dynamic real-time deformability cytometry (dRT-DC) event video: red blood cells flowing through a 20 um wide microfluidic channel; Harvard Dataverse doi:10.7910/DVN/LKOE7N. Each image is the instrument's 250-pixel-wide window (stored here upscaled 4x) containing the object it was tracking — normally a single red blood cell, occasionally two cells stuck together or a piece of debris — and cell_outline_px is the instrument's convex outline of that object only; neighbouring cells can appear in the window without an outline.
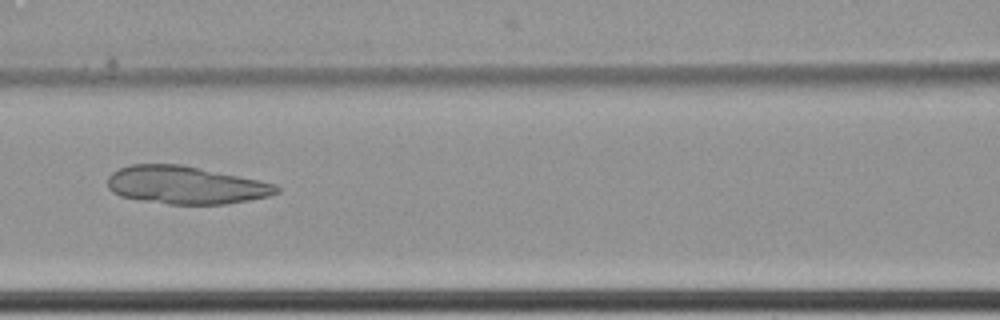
{"species": "common noctule bat (a hibernating species)", "species_latin": "Nyctalus noctula", "temperature_condition": "cold", "stored_images_in_passage": 4, "camera_frame_rate_fps": 3000, "um_per_image_px": 0.085, "animal": {"sex": "female", "body_mass_g": 22.7, "forearm_length_mm": 54.2}, "frame": {"image": 1, "passage_image": 3, "time_ms": 0.667, "image_size_px": [1000, 320], "cell_outline_px": [[280, 192], [268, 196], [248, 200], [224, 204], [168, 204], [140, 200], [120, 196], [112, 192], [108, 188], [108, 176], [112, 172], [120, 168], [132, 164], [184, 164], [260, 180], [276, 184], [280, 188]], "centroid_in_image_um": [15.78, 15.72], "position_along_channel_um": 150.8, "area_um2": 37.45}}
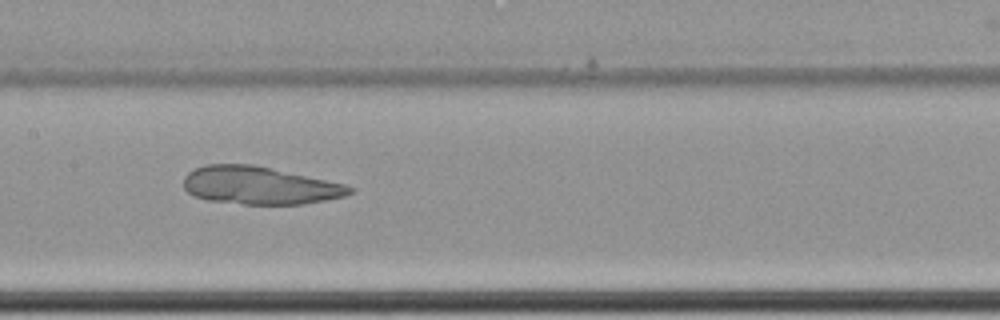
{"frame": {"image": 2, "passage_image": 4, "time_ms": 1.0, "image_size_px": [1000, 320], "cell_outline_px": [[356, 192], [344, 196], [304, 204], [244, 204], [208, 200], [192, 196], [184, 188], [184, 176], [188, 172], [196, 168], [208, 164], [252, 164], [272, 168], [344, 184], [352, 188]], "centroid_in_image_um": [22.03, 15.76], "position_along_channel_um": 185.4, "area_um2": 36.41}}